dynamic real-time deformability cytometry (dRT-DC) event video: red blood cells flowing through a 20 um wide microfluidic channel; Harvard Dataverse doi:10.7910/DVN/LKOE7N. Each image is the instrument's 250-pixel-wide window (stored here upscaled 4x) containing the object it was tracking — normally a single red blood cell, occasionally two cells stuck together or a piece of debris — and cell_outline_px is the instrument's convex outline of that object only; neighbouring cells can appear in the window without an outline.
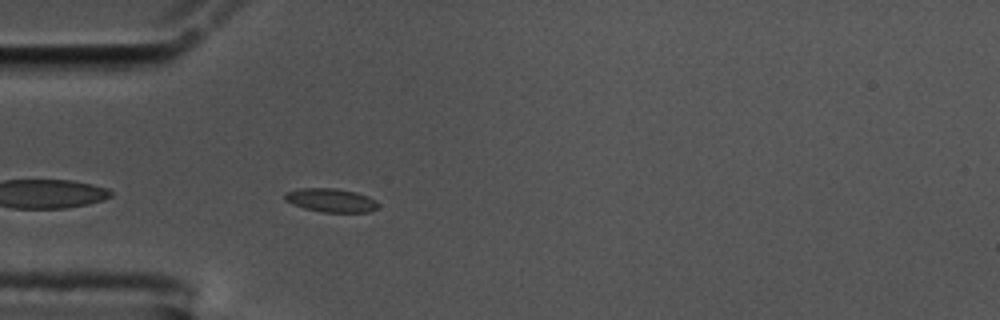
{"species": "common noctule bat (a hibernating species)", "species_latin": "Nyctalus noctula", "temperature_condition": "cold", "stored_images_in_passage": 42, "camera_frame_rate_fps": 3000, "um_per_image_px": 0.085, "animal": {"sex": "male", "body_mass_g": 17.5, "forearm_length_mm": 52.3}, "frame": {"image": 1, "passage_image": 2, "time_ms": 0.333, "image_size_px": [1000, 320], "cell_outline_px": [[380, 204], [376, 208], [368, 212], [320, 212], [304, 208], [292, 204], [284, 200], [284, 196], [288, 192], [300, 188], [336, 188], [356, 192], [368, 196], [376, 200]], "centroid_in_image_um": [28.14, 17.02], "position_along_channel_um": 56.9, "area_um2": 12.89}}
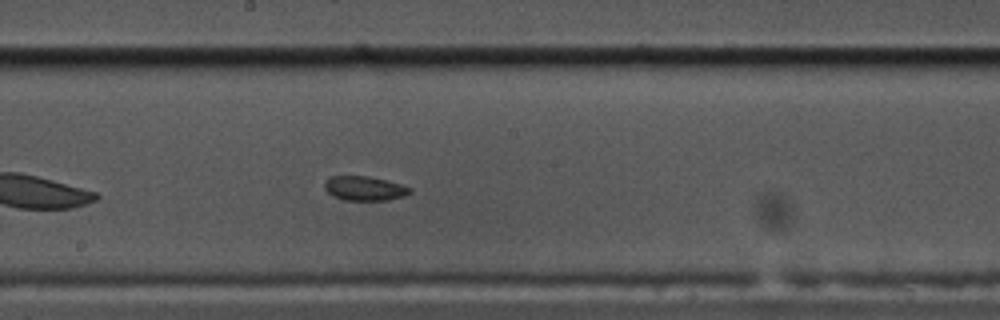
{"frame": {"image": 2, "passage_image": 16, "time_ms": 5.0, "image_size_px": [1000, 320], "cell_outline_px": [[412, 192], [404, 196], [388, 200], [344, 200], [332, 196], [324, 188], [324, 180], [328, 176], [368, 176], [400, 184], [412, 188]], "centroid_in_image_um": [30.95, 16.01], "position_along_channel_um": 217.2, "area_um2": 12.2}}
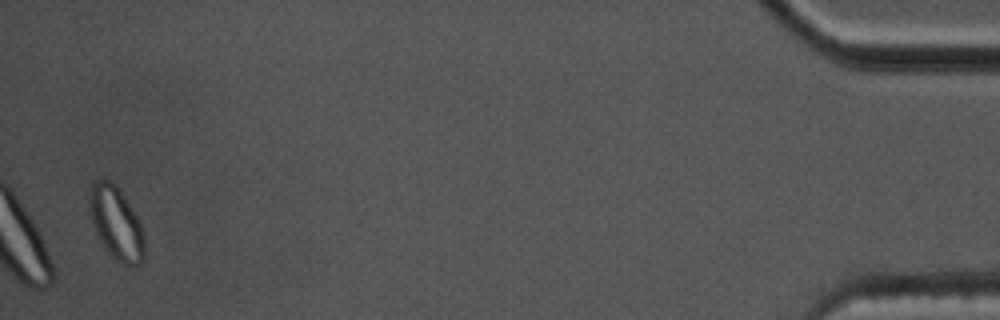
{"frame": {"image": 3, "passage_image": 41, "time_ms": 13.333, "image_size_px": [1000, 320], "cell_outline_px": [[144, 260], [136, 268], [128, 268], [120, 264], [104, 248], [96, 236], [92, 224], [88, 208], [88, 188], [92, 180], [104, 176], [116, 184], [120, 188], [140, 220], [144, 236]], "centroid_in_image_um": [9.85, 18.94], "position_along_channel_um": 425.4, "area_um2": 24.8}, "authors_computed_cell_mechanics": {"area_um2": 12.8894, "velocity_mm_per_s": 3.5455, "shape_relaxation_time_tau1_ms": null, "shape_relaxation_time_tau2_ms": 1.4262, "deformation_change_tau1": null, "deformation_change_tau2": 0.0466}}